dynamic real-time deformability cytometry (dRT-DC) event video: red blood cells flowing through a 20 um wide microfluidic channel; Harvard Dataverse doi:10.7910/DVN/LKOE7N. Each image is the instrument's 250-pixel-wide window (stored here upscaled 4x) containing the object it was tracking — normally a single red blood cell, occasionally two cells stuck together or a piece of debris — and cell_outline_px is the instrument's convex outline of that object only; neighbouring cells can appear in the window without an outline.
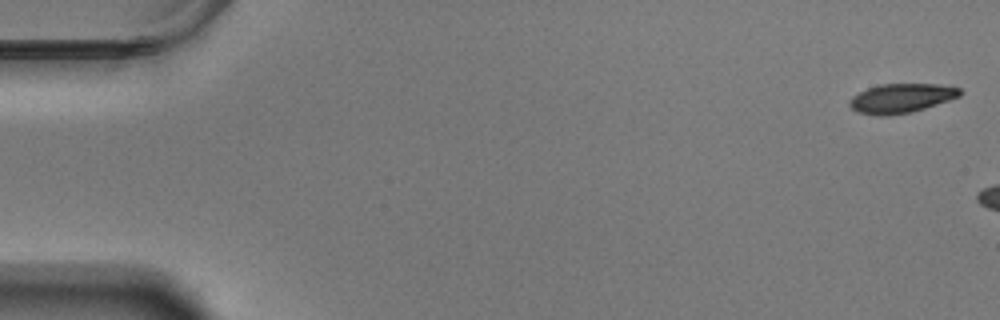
{"species": "Egyptian fruit bat (a non-hibernating species)", "species_latin": "Rousettus aegyptiacus", "temperature_condition": "warm", "stored_images_in_passage": 7, "camera_frame_rate_fps": 3000, "um_per_image_px": 0.085, "animal": {"sex": "male"}, "frame": {"image": 1, "passage_image": 1, "time_ms": 0.0, "image_size_px": [1000, 320], "cell_outline_px": [[964, 92], [960, 96], [912, 112], [884, 116], [880, 116], [860, 112], [852, 108], [848, 104], [848, 100], [852, 96], [868, 88], [880, 84], [940, 84], [960, 88]], "centroid_in_image_um": [76.61, 8.34], "position_along_channel_um": 8.4, "area_um2": 18.73}}